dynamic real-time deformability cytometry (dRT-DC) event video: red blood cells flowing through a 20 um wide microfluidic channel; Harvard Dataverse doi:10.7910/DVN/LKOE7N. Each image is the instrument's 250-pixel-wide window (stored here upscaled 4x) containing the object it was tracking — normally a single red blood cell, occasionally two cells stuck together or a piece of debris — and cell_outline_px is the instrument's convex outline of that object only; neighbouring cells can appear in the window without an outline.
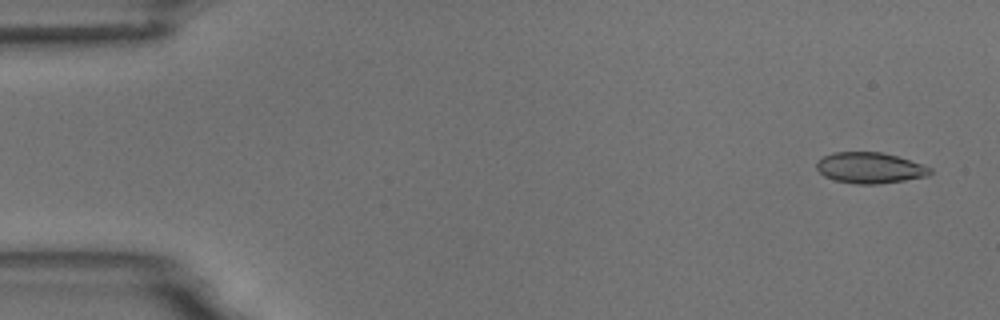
{"species": "common noctule bat (a hibernating species)", "species_latin": "Nyctalus noctula", "temperature_condition": "room temperature", "stored_images_in_passage": 5, "camera_frame_rate_fps": 3000, "um_per_image_px": 0.085, "animal": {"sex": "male", "body_mass_g": 18.8}, "frame": {"image": 1, "passage_image": 1, "time_ms": 0.0, "image_size_px": [1000, 320], "cell_outline_px": [[932, 172], [928, 176], [880, 184], [856, 184], [836, 180], [824, 176], [816, 168], [816, 164], [824, 156], [832, 152], [880, 152], [896, 156], [932, 168]], "centroid_in_image_um": [73.93, 14.27], "position_along_channel_um": 11.1, "area_um2": 20.23}}
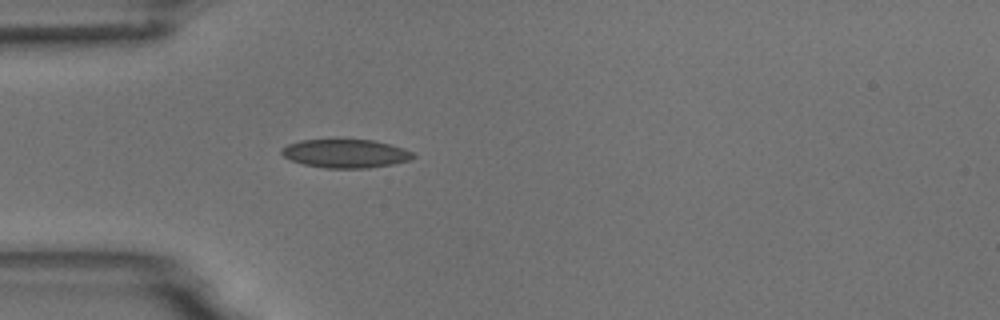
{"frame": {"image": 2, "passage_image": 5, "time_ms": 4.333, "image_size_px": [1000, 320], "cell_outline_px": [[416, 156], [408, 160], [392, 164], [368, 168], [324, 168], [304, 164], [292, 160], [284, 156], [280, 152], [280, 148], [288, 144], [300, 140], [372, 140], [404, 148], [412, 152]], "centroid_in_image_um": [29.35, 13.05], "position_along_channel_um": 55.7, "area_um2": 21.68}}